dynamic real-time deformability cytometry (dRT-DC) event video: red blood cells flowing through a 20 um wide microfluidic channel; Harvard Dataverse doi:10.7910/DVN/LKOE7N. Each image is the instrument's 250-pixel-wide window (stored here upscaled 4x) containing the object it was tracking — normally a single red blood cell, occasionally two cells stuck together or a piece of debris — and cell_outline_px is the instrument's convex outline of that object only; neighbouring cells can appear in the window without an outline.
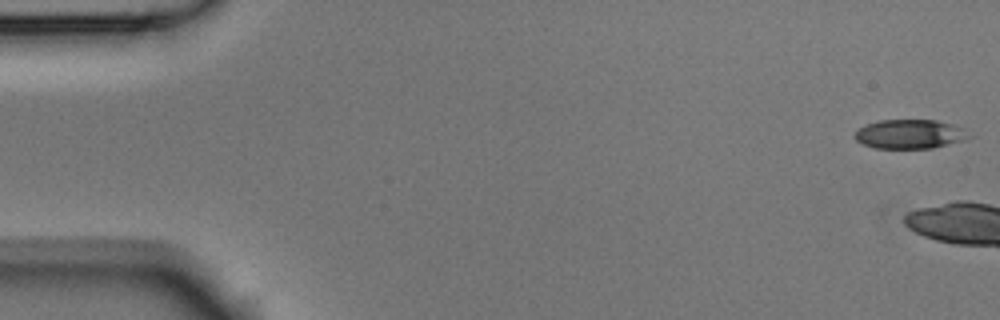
{"species": "Egyptian fruit bat (a non-hibernating species)", "species_latin": "Rousettus aegyptiacus", "temperature_condition": "room temperature", "stored_images_in_passage": 5, "camera_frame_rate_fps": 3000, "um_per_image_px": 0.085, "animal": {"sex": "male"}, "frame": {"image": 1, "passage_image": 1, "time_ms": 0.0, "image_size_px": [1000, 320], "cell_outline_px": [[976, 136], [964, 140], [932, 148], [876, 148], [864, 144], [856, 140], [856, 132], [864, 124], [880, 120], [936, 120], [960, 128]], "centroid_in_image_um": [77.35, 11.4], "position_along_channel_um": 7.7, "area_um2": 19.19}}